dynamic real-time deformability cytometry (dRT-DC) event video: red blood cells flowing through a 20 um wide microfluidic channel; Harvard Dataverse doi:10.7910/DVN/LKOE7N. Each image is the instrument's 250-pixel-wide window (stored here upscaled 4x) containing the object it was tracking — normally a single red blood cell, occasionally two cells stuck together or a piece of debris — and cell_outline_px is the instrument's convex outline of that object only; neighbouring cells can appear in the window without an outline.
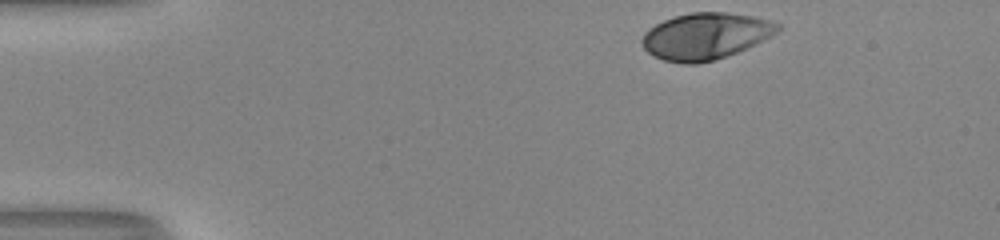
{"species": "human", "species_latin": "Homo sapiens", "temperature_condition": "room temperature", "stored_images_in_passage": 36, "camera_frame_rate_fps": 3000, "um_per_image_px": 0.085, "donor": {"sex": "male"}, "frame": {"image": 1, "passage_image": 1, "time_ms": 0.0, "image_size_px": [1000, 240], "cell_outline_px": [[780, 28], [776, 32], [736, 52], [712, 60], [696, 64], [680, 64], [664, 60], [652, 56], [644, 48], [640, 40], [644, 32], [648, 28], [664, 20], [676, 16], [692, 12], [728, 12], [752, 16], [772, 20], [780, 24]], "centroid_in_image_um": [59.9, 3.06], "position_along_channel_um": 25.1, "area_um2": 36.47}}
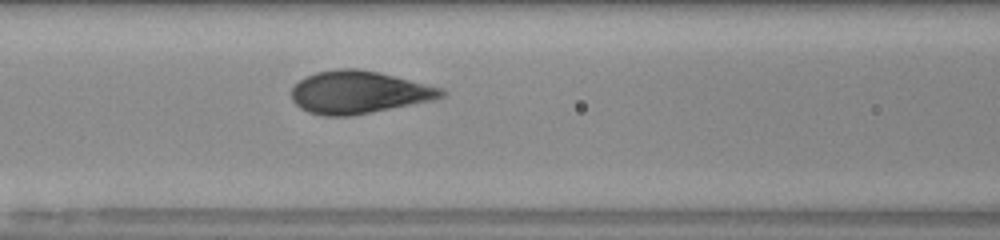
{"frame": {"image": 2, "passage_image": 16, "time_ms": 5.0, "image_size_px": [1000, 240], "cell_outline_px": [[448, 92], [444, 96], [432, 100], [352, 116], [324, 116], [308, 112], [300, 108], [292, 100], [292, 88], [304, 76], [316, 72], [340, 68], [356, 68], [380, 72], [444, 88]], "centroid_in_image_um": [30.5, 7.84], "position_along_channel_um": 136.1, "area_um2": 37.4}}
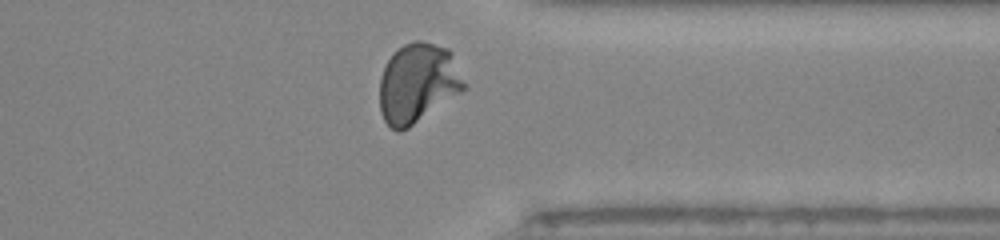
{"frame": {"image": 3, "passage_image": 34, "time_ms": 11.0, "image_size_px": [1000, 240], "cell_outline_px": [[468, 88], [408, 128], [400, 132], [396, 132], [384, 120], [380, 112], [380, 76], [388, 60], [404, 44], [416, 40], [420, 40], [448, 48], [452, 52], [468, 84]], "centroid_in_image_um": [35.56, 7.07], "position_along_channel_um": 375.8, "area_um2": 39.48}, "authors_computed_cell_mechanics": {"area_um2": 37.1654, "velocity_mm_per_s": 4.0476, "shape_relaxation_time_tau1_ms": 3.4143, "shape_relaxation_time_tau2_ms": null, "deformation_change_tau1": 0.1919, "deformation_change_tau2": null}}